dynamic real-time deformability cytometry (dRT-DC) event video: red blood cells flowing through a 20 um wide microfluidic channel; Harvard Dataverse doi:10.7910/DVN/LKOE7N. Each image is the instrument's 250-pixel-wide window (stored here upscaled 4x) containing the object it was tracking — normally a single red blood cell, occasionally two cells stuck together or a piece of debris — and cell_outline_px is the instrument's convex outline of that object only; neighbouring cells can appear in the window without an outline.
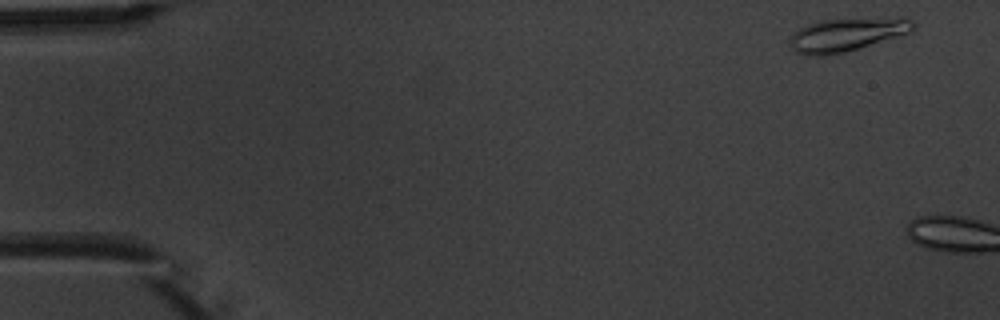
{"species": "common noctule bat (a hibernating species)", "species_latin": "Nyctalus noctula", "temperature_condition": "warm", "stored_images_in_passage": 5, "camera_frame_rate_fps": 3000, "um_per_image_px": 0.085, "animal": {"sex": "male", "body_mass_g": 20.1, "forearm_length_mm": 53.5}, "frame": {"image": 1, "passage_image": 1, "time_ms": 0.0, "image_size_px": [1000, 320], "cell_outline_px": [[916, 28], [912, 32], [844, 52], [824, 56], [808, 56], [796, 52], [788, 44], [788, 40], [792, 32], [808, 24], [820, 20], [900, 16], [904, 16], [912, 20], [916, 24]], "centroid_in_image_um": [72.0, 2.91], "position_along_channel_um": 13.0, "area_um2": 24.51}}